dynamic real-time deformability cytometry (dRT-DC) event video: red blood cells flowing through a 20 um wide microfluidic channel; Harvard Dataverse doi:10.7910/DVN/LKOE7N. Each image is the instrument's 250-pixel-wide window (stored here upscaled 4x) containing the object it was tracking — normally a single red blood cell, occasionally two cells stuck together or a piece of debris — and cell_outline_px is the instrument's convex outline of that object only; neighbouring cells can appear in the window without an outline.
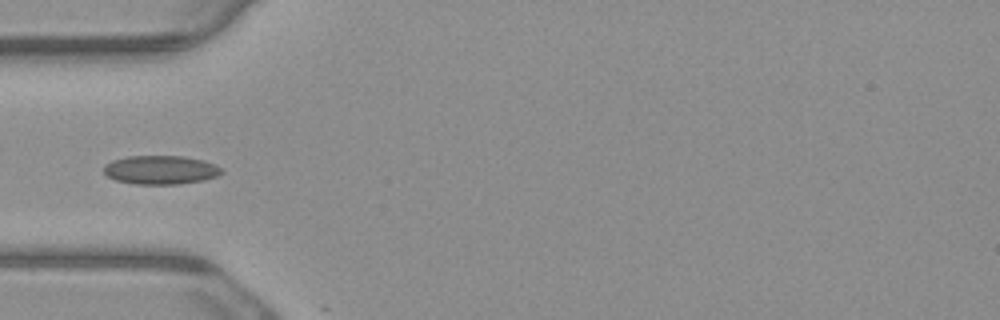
{"species": "common noctule bat (a hibernating species)", "species_latin": "Nyctalus noctula", "temperature_condition": "warm", "stored_images_in_passage": 5, "camera_frame_rate_fps": 3000, "um_per_image_px": 0.085, "animal": {"sex": "male", "body_mass_g": 23.1, "forearm_length_mm": 52.7}, "frame": {"image": 1, "passage_image": 5, "time_ms": 1.333, "image_size_px": [1000, 320], "cell_outline_px": [[224, 172], [216, 176], [204, 180], [180, 184], [136, 184], [116, 180], [108, 176], [104, 172], [104, 164], [112, 160], [128, 156], [184, 156], [204, 160], [216, 164]], "centroid_in_image_um": [13.67, 14.43], "position_along_channel_um": 71.3, "area_um2": 19.83}}